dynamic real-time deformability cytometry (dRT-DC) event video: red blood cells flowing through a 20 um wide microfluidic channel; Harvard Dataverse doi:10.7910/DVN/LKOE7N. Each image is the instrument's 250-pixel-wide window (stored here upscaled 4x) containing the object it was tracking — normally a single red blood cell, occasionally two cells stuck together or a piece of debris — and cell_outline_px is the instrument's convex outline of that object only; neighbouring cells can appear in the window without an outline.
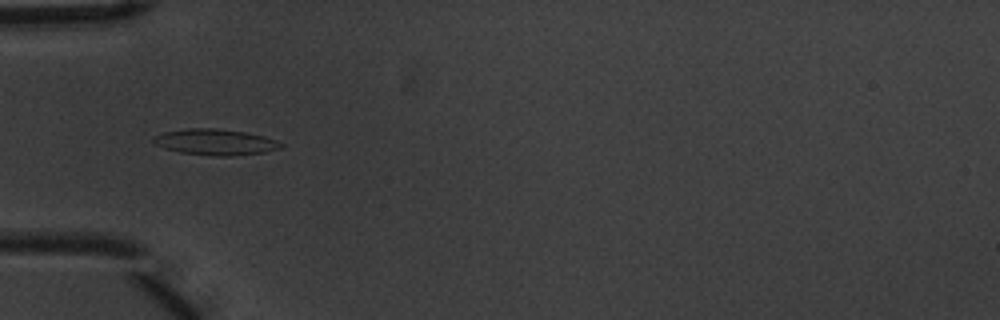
{"species": "common noctule bat (a hibernating species)", "species_latin": "Nyctalus noctula", "temperature_condition": "warm", "stored_images_in_passage": 8, "camera_frame_rate_fps": 3000, "um_per_image_px": 0.085, "animal": {"sex": "male", "body_mass_g": 20.1, "forearm_length_mm": 53.5}, "frame": {"image": 1, "passage_image": 5, "time_ms": 1.333, "image_size_px": [1000, 320], "cell_outline_px": [[284, 148], [264, 152], [228, 156], [216, 156], [180, 152], [164, 148], [156, 144], [152, 140], [156, 136], [164, 132], [184, 128], [216, 128], [244, 132], [264, 136], [276, 140], [284, 144]], "centroid_in_image_um": [18.34, 12.07], "position_along_channel_um": 66.7, "area_um2": 19.25}}
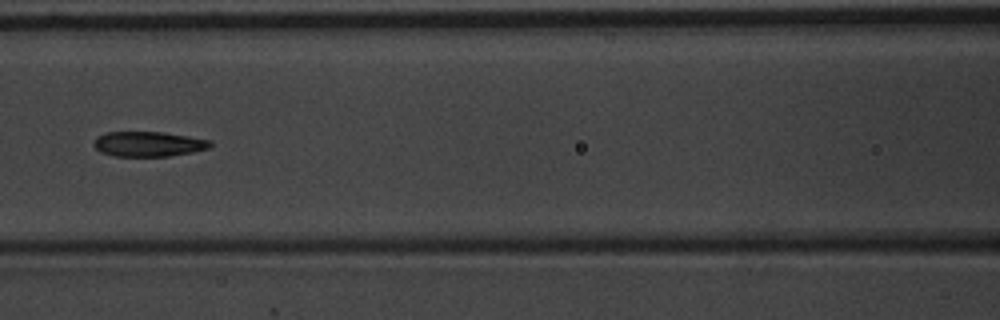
{"frame": {"image": 2, "passage_image": 7, "time_ms": 2.0, "image_size_px": [1000, 320], "cell_outline_px": [[212, 144], [208, 148], [192, 152], [168, 156], [112, 156], [100, 152], [92, 144], [96, 136], [104, 132], [160, 132], [188, 136], [212, 140]], "centroid_in_image_um": [12.57, 12.24], "position_along_channel_um": 154.0, "area_um2": 17.05}}
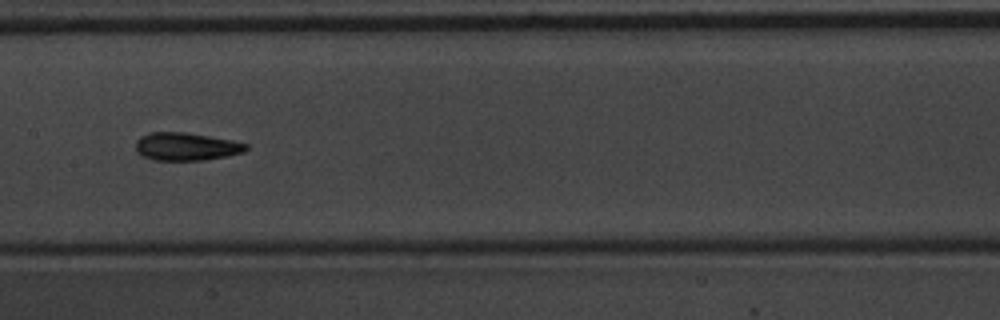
{"frame": {"image": 3, "passage_image": 8, "time_ms": 2.333, "image_size_px": [1000, 320], "cell_outline_px": [[248, 148], [244, 152], [228, 156], [204, 160], [152, 160], [136, 152], [136, 140], [140, 136], [148, 132], [188, 132], [232, 140], [248, 144]], "centroid_in_image_um": [15.82, 12.45], "position_along_channel_um": 191.6, "area_um2": 18.15}}